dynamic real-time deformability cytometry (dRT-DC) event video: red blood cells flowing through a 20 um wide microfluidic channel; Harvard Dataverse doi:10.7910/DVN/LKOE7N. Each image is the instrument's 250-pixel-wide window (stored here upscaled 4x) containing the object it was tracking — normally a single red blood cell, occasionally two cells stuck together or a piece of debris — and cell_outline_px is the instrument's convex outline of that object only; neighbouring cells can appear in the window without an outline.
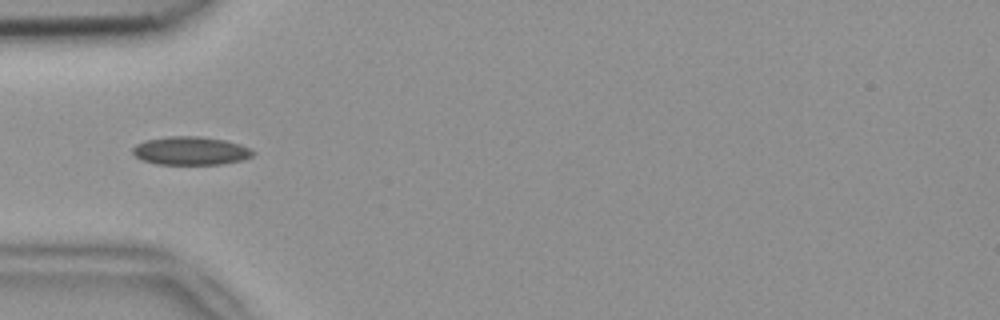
{"species": "common noctule bat (a hibernating species)", "species_latin": "Nyctalus noctula", "temperature_condition": "room temperature", "stored_images_in_passage": 39, "camera_frame_rate_fps": 3000, "um_per_image_px": 0.085, "animal": {"sex": "female", "body_mass_g": 18.4}, "frame": {"image": 1, "passage_image": 3, "time_ms": 0.667, "image_size_px": [1000, 320], "cell_outline_px": [[256, 152], [252, 156], [240, 160], [220, 164], [156, 164], [144, 160], [136, 156], [132, 152], [132, 148], [136, 144], [144, 140], [168, 136], [200, 136], [224, 140], [240, 144]], "centroid_in_image_um": [16.18, 12.81], "position_along_channel_um": 68.8, "area_um2": 19.77}}
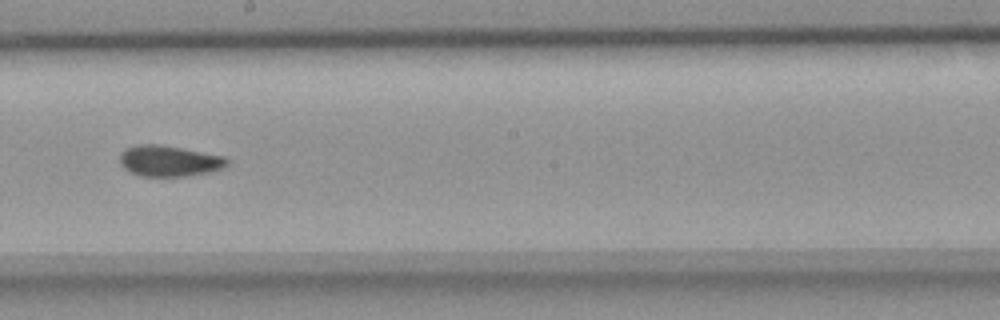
{"frame": {"image": 2, "passage_image": 16, "time_ms": 5.0, "image_size_px": [1000, 320], "cell_outline_px": [[228, 164], [220, 168], [208, 172], [184, 176], [140, 176], [124, 168], [120, 164], [120, 152], [124, 148], [136, 144], [160, 144], [224, 156], [228, 160]], "centroid_in_image_um": [14.32, 13.66], "position_along_channel_um": 233.9, "area_um2": 19.25}}
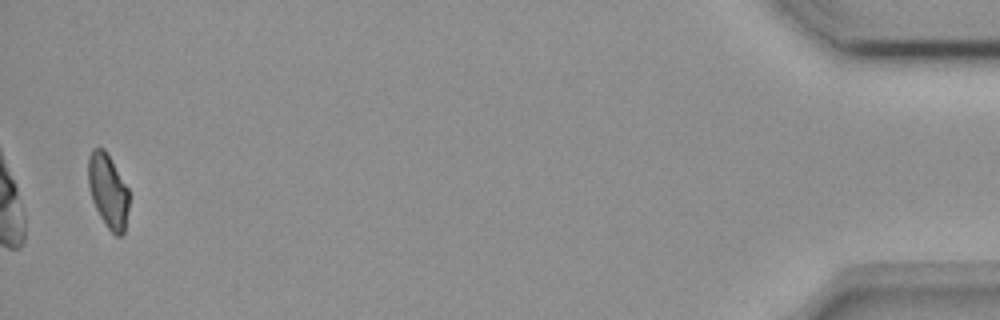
{"frame": {"image": 3, "passage_image": 38, "time_ms": 12.333, "image_size_px": [1000, 320], "cell_outline_px": [[128, 208], [124, 232], [120, 236], [116, 236], [108, 228], [100, 216], [92, 200], [88, 184], [88, 156], [92, 148], [104, 148], [112, 160], [128, 188]], "centroid_in_image_um": [9.17, 16.2], "position_along_channel_um": 426.0, "area_um2": 17.51}, "authors_computed_cell_mechanics": {"area_um2": 19.0162, "velocity_mm_per_s": 3.8218, "shape_relaxation_time_tau1_ms": 8.6514, "shape_relaxation_time_tau2_ms": 3.1621, "deformation_change_tau1": 0.1471, "deformation_change_tau2": 0.0616}}